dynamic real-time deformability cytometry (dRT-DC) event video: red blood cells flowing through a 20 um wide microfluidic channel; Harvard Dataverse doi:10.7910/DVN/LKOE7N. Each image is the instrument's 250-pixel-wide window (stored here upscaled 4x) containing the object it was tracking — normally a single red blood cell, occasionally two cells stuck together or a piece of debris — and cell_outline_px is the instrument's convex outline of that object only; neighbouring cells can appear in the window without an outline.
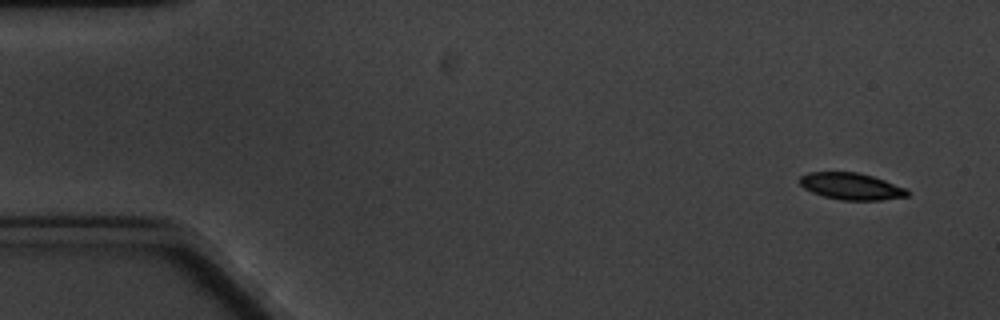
{"species": "common noctule bat (a hibernating species)", "species_latin": "Nyctalus noctula", "temperature_condition": "cold", "stored_images_in_passage": 10, "camera_frame_rate_fps": 3000, "um_per_image_px": 0.085, "animal": {"sex": "male", "body_mass_g": 20.1, "forearm_length_mm": 53.5}, "frame": {"image": 1, "passage_image": 1, "time_ms": 0.0, "image_size_px": [1000, 320], "cell_outline_px": [[908, 196], [880, 200], [840, 200], [824, 196], [812, 192], [804, 188], [800, 184], [800, 176], [808, 172], [860, 172], [884, 180], [904, 188], [908, 192]], "centroid_in_image_um": [72.32, 15.83], "position_along_channel_um": 12.7, "area_um2": 16.65}}
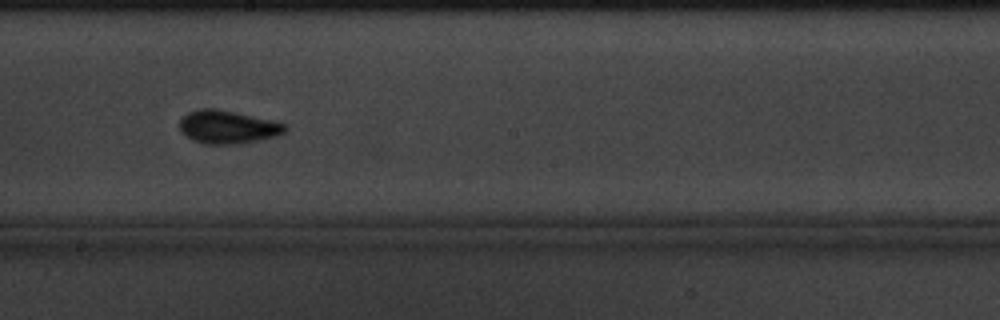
{"frame": {"image": 2, "passage_image": 9, "time_ms": 10.0, "image_size_px": [1000, 320], "cell_outline_px": [[288, 128], [284, 132], [276, 136], [260, 140], [240, 144], [208, 144], [192, 140], [180, 128], [180, 120], [188, 112], [204, 108], [212, 108], [232, 112], [268, 120], [284, 124]], "centroid_in_image_um": [19.35, 10.81], "position_along_channel_um": 228.9, "area_um2": 19.83}}
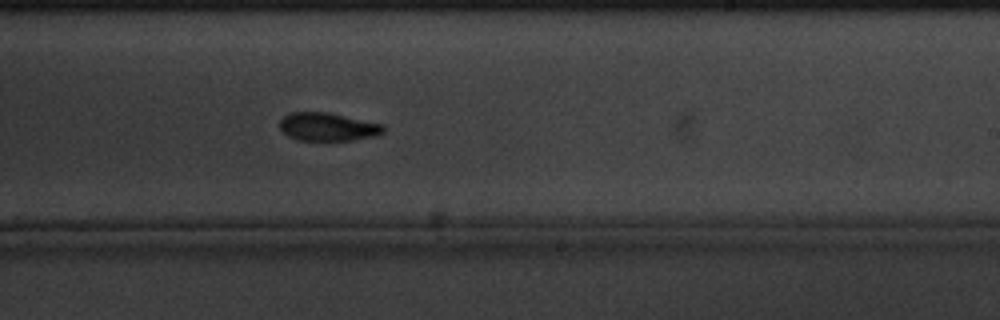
{"frame": {"image": 3, "passage_image": 10, "time_ms": 11.0, "image_size_px": [1000, 320], "cell_outline_px": [[384, 132], [376, 136], [352, 140], [296, 140], [288, 136], [280, 128], [280, 120], [288, 112], [328, 112], [384, 124]], "centroid_in_image_um": [27.86, 10.77], "position_along_channel_um": 261.1, "area_um2": 17.11}}